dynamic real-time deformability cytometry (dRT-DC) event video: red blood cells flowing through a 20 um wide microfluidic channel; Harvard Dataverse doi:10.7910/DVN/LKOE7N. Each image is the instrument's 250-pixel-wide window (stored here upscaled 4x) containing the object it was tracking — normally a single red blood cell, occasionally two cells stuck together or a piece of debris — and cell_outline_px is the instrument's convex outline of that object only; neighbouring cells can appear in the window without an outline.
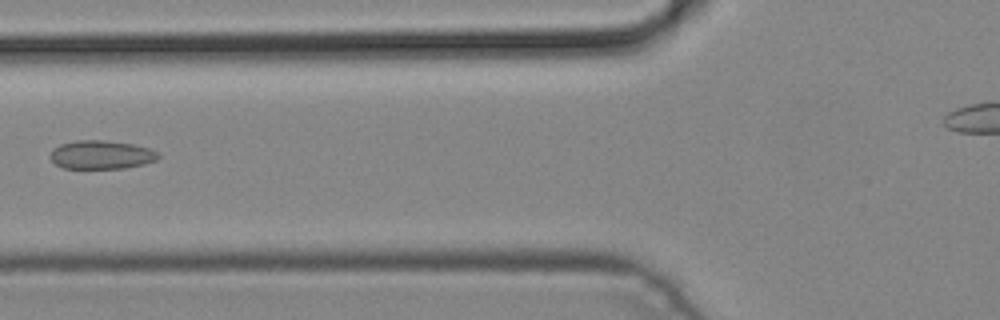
{"species": "common noctule bat (a hibernating species)", "species_latin": "Nyctalus noctula", "temperature_condition": "cold", "stored_images_in_passage": 4, "camera_frame_rate_fps": 3000, "um_per_image_px": 0.085, "animal": {"sex": "male", "body_mass_g": 19.2, "forearm_length_mm": 51.8}, "frame": {"image": 1, "passage_image": 3, "time_ms": 0.667, "image_size_px": [1000, 320], "cell_outline_px": [[160, 156], [156, 160], [144, 164], [124, 168], [64, 168], [56, 164], [48, 156], [52, 148], [60, 144], [76, 140], [104, 140], [132, 144], [148, 148], [156, 152]], "centroid_in_image_um": [8.56, 13.15], "position_along_channel_um": 117.2, "area_um2": 17.98}}
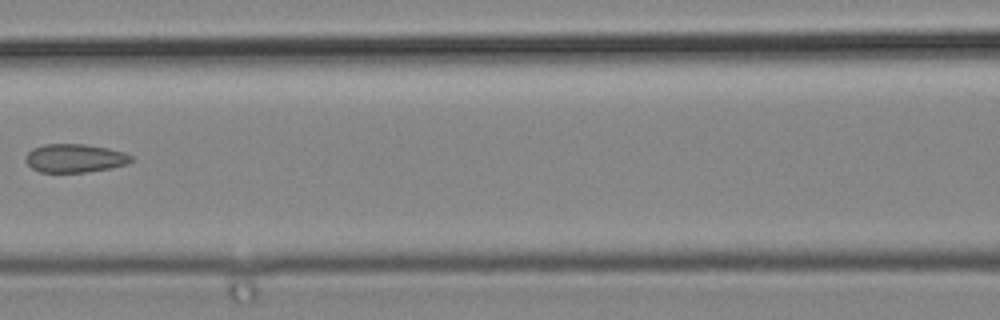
{"frame": {"image": 2, "passage_image": 4, "time_ms": 1.0, "image_size_px": [1000, 320], "cell_outline_px": [[132, 160], [128, 164], [112, 168], [88, 172], [40, 172], [32, 168], [24, 160], [24, 156], [32, 148], [44, 144], [84, 144], [108, 148], [124, 152], [132, 156]], "centroid_in_image_um": [6.35, 13.45], "position_along_channel_um": 160.3, "area_um2": 17.69}}